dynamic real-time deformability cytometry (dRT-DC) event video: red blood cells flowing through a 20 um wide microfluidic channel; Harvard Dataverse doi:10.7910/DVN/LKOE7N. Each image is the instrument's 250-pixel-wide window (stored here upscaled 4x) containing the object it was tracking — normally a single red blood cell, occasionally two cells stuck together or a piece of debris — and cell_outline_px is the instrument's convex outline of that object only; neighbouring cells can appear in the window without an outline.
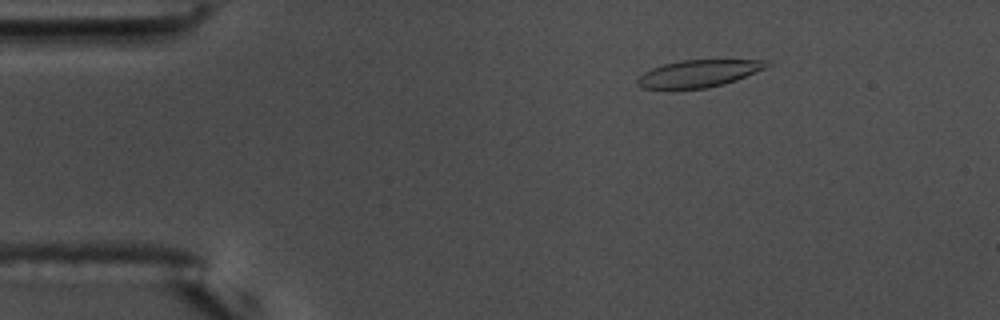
{"species": "common noctule bat (a hibernating species)", "species_latin": "Nyctalus noctula", "temperature_condition": "warm", "stored_images_in_passage": 49, "camera_frame_rate_fps": 3000, "um_per_image_px": 0.085, "animal": {"sex": "male", "body_mass_g": 17.5, "forearm_length_mm": 52.3}, "frame": {"image": 1, "passage_image": 2, "time_ms": 0.333, "image_size_px": [1000, 320], "cell_outline_px": [[764, 68], [744, 76], [720, 84], [704, 88], [644, 88], [640, 84], [640, 76], [664, 64], [684, 60], [760, 60]], "centroid_in_image_um": [59.34, 6.24], "position_along_channel_um": 25.7, "area_um2": 18.96}}
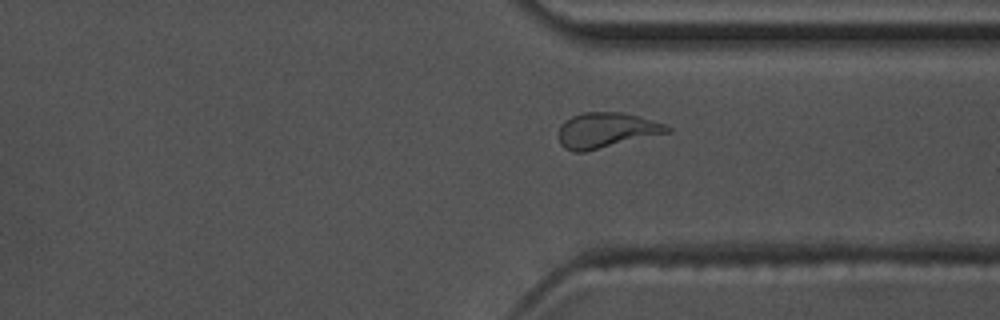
{"frame": {"image": 2, "passage_image": 35, "time_ms": 11.333, "image_size_px": [1000, 320], "cell_outline_px": [[672, 128], [668, 132], [584, 152], [576, 152], [564, 148], [560, 144], [560, 128], [572, 116], [584, 112], [620, 112], [636, 116], [664, 124]], "centroid_in_image_um": [51.51, 11.07], "position_along_channel_um": 359.9, "area_um2": 21.62}}
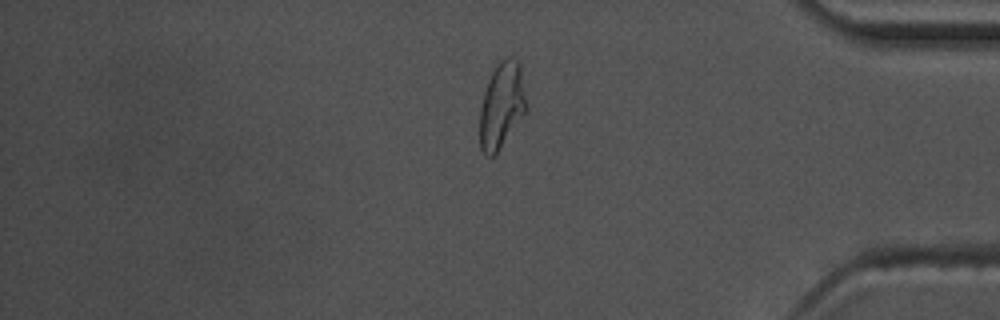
{"frame": {"image": 3, "passage_image": 40, "time_ms": 13.0, "image_size_px": [1000, 320], "cell_outline_px": [[524, 112], [496, 152], [492, 156], [488, 156], [480, 148], [480, 108], [484, 92], [492, 72], [508, 56], [516, 60], [520, 72], [524, 96]], "centroid_in_image_um": [42.58, 8.98], "position_along_channel_um": 392.6, "area_um2": 21.73}, "authors_computed_cell_mechanics": {"area_um2": 20.6346, "velocity_mm_per_s": 3.6248, "shape_relaxation_time_tau1_ms": 7.276, "shape_relaxation_time_tau2_ms": 1.3512, "deformation_change_tau1": 0.2208, "deformation_change_tau2": 0.0977}}